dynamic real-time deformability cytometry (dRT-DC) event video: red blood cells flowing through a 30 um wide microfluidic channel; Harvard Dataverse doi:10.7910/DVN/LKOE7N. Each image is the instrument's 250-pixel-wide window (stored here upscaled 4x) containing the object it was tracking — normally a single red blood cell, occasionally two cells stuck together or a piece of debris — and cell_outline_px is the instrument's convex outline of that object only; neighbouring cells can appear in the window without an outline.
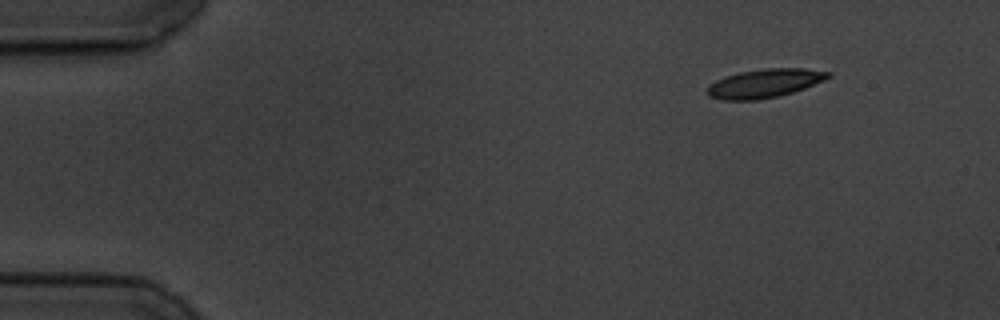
{"species": "common noctule bat (a hibernating species)", "species_latin": "Nyctalus noctula", "temperature_condition": "cold", "stored_images_in_passage": 4, "camera_frame_rate_fps": 3000, "um_per_image_px": 0.085, "animal": {"sex": "male", "body_mass_g": 19.5, "forearm_length_mm": 54.6}, "frame": {"image": 1, "passage_image": 1, "time_ms": 0.0, "image_size_px": [1000, 320], "cell_outline_px": [[832, 76], [824, 80], [804, 88], [792, 92], [776, 96], [756, 100], [724, 100], [708, 96], [708, 88], [716, 80], [740, 72], [764, 68], [804, 68], [832, 72]], "centroid_in_image_um": [65.03, 7.07], "position_along_channel_um": 20.0, "area_um2": 19.94}}
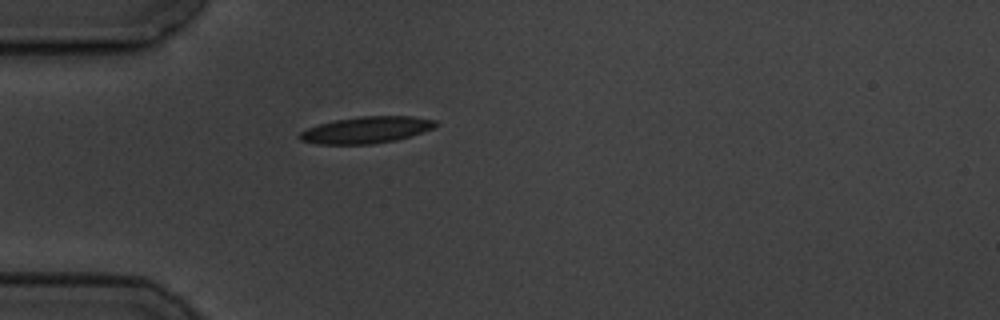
{"frame": {"image": 2, "passage_image": 4, "time_ms": 3.333, "image_size_px": [1000, 320], "cell_outline_px": [[440, 124], [432, 128], [396, 140], [372, 144], [316, 144], [300, 140], [296, 136], [300, 132], [308, 128], [320, 124], [336, 120], [360, 116], [412, 116], [436, 120]], "centroid_in_image_um": [31.11, 11.04], "position_along_channel_um": 53.9, "area_um2": 20.98}}